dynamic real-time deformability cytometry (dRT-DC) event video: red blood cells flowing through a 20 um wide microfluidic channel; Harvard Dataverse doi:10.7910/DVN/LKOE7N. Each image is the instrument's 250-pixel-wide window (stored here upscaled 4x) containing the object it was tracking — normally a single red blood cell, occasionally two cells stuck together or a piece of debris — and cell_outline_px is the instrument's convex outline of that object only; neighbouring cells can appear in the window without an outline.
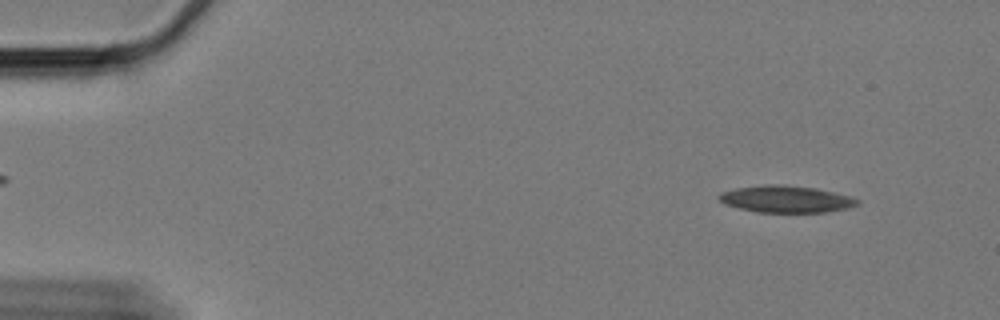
{"species": "Egyptian fruit bat (a non-hibernating species)", "species_latin": "Rousettus aegyptiacus", "temperature_condition": "cold", "stored_images_in_passage": 17, "camera_frame_rate_fps": 3000, "um_per_image_px": 0.085, "animal": {"sex": "female"}, "frame": {"image": 1, "passage_image": 5, "time_ms": 1.333, "image_size_px": [1000, 320], "cell_outline_px": [[860, 204], [848, 208], [828, 212], [760, 212], [740, 208], [728, 204], [720, 200], [716, 196], [720, 192], [736, 188], [768, 184], [776, 184], [816, 188], [852, 196], [860, 200]], "centroid_in_image_um": [66.87, 16.92], "position_along_channel_um": 18.1, "area_um2": 21.62}}